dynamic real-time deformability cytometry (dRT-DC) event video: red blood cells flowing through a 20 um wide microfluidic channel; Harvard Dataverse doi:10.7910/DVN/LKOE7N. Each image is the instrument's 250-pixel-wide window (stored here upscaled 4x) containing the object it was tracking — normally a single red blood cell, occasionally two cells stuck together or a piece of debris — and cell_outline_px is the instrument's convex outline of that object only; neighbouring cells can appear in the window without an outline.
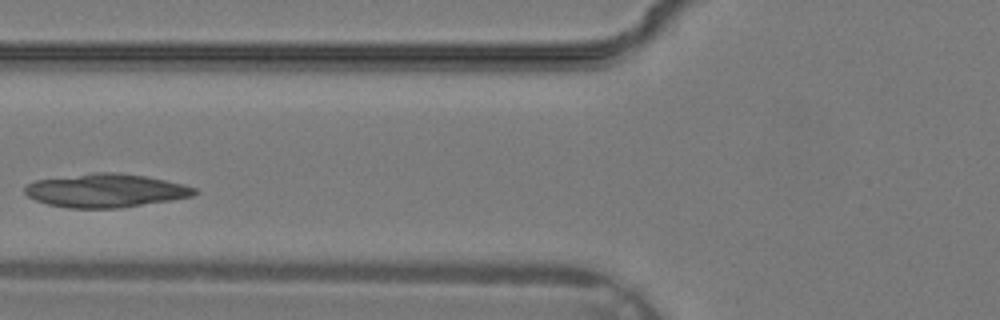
{"species": "common noctule bat (a hibernating species)", "species_latin": "Nyctalus noctula", "temperature_condition": "warm", "stored_images_in_passage": 15, "camera_frame_rate_fps": 3000, "um_per_image_px": 0.085, "animal": {"sex": "male", "body_mass_g": 19.2, "forearm_length_mm": 51.8}, "frame": {"image": 1, "passage_image": 7, "time_ms": 2.0, "image_size_px": [1000, 320], "cell_outline_px": [[200, 192], [192, 196], [172, 200], [120, 208], [68, 208], [48, 204], [36, 200], [28, 196], [24, 192], [24, 188], [28, 184], [36, 180], [92, 172], [116, 172], [144, 176], [184, 184], [196, 188]], "centroid_in_image_um": [9.0, 16.2], "position_along_channel_um": 116.8, "area_um2": 33.18}}
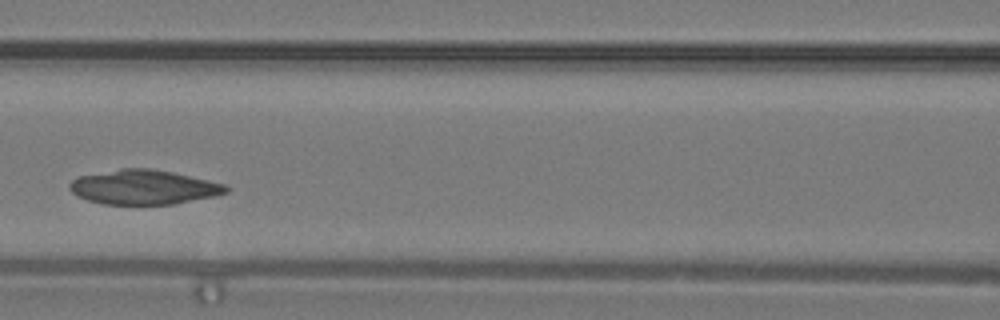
{"frame": {"image": 2, "passage_image": 9, "time_ms": 2.667, "image_size_px": [1000, 320], "cell_outline_px": [[232, 188], [228, 192], [216, 196], [176, 204], [104, 204], [88, 200], [72, 192], [68, 188], [68, 184], [72, 180], [80, 176], [120, 168], [152, 168], [172, 172], [228, 184]], "centroid_in_image_um": [12.28, 15.9], "position_along_channel_um": 154.3, "area_um2": 31.67}}
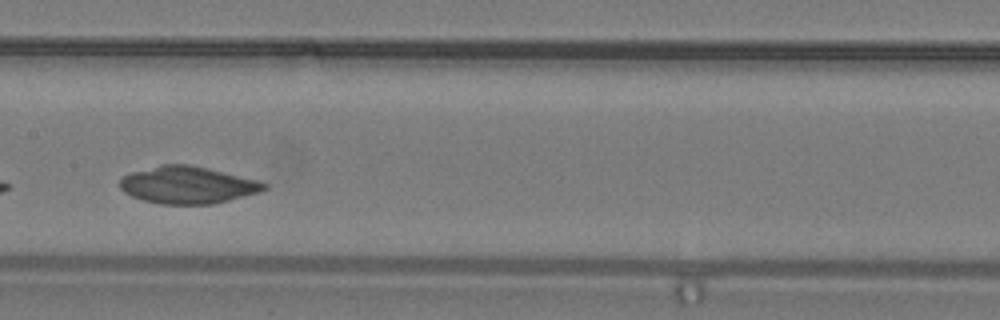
{"frame": {"image": 3, "passage_image": 11, "time_ms": 3.333, "image_size_px": [1000, 320], "cell_outline_px": [[268, 188], [260, 192], [212, 204], [160, 204], [144, 200], [132, 196], [124, 192], [120, 188], [120, 180], [124, 176], [132, 172], [160, 164], [188, 164], [208, 168], [256, 180], [268, 184]], "centroid_in_image_um": [15.94, 15.72], "position_along_channel_um": 191.5, "area_um2": 31.04}}